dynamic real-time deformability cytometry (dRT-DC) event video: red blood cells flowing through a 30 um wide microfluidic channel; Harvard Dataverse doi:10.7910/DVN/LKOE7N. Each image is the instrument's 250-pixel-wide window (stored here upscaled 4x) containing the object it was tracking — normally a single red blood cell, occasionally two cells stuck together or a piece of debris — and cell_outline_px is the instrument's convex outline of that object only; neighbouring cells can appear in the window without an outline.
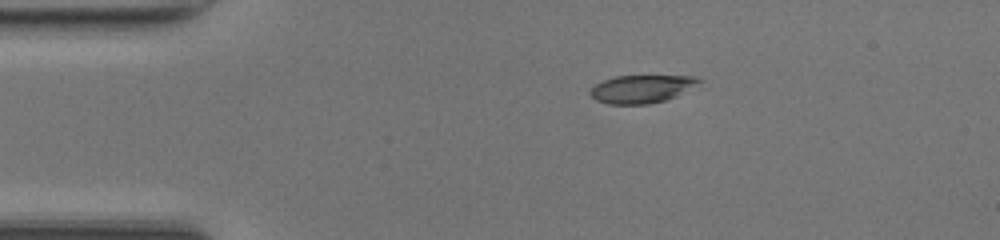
{"species": "common noctule bat (a hibernating species)", "species_latin": "Nyctalus noctula", "temperature_condition": "room temperature", "stored_images_in_passage": 40, "camera_frame_rate_fps": 3000, "um_per_image_px": 0.085, "animal": {"sex": "female", "body_mass_g": 17.0, "forearm_length_mm": 48.0}, "frame": {"image": 1, "passage_image": 1, "time_ms": 0.0, "image_size_px": [1000, 240], "cell_outline_px": [[700, 80], [672, 96], [664, 100], [640, 104], [612, 104], [600, 100], [592, 96], [592, 88], [596, 84], [620, 76], [684, 76]], "centroid_in_image_um": [54.43, 7.56], "position_along_channel_um": 30.6, "area_um2": 16.18}}
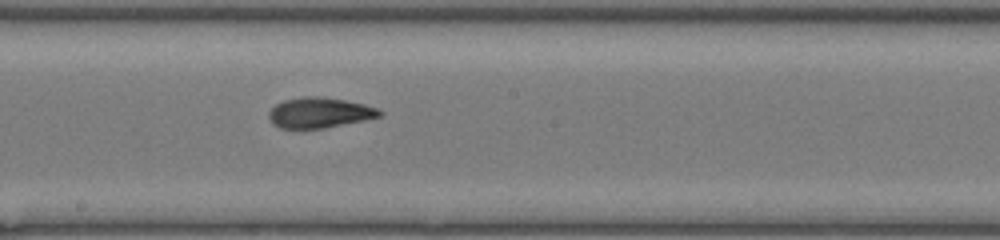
{"frame": {"image": 2, "passage_image": 18, "time_ms": 5.667, "image_size_px": [1000, 240], "cell_outline_px": [[380, 116], [320, 128], [284, 128], [276, 124], [272, 120], [272, 108], [276, 104], [288, 100], [340, 100], [360, 104], [372, 108], [380, 112]], "centroid_in_image_um": [27.14, 9.64], "position_along_channel_um": 221.1, "area_um2": 17.22}}
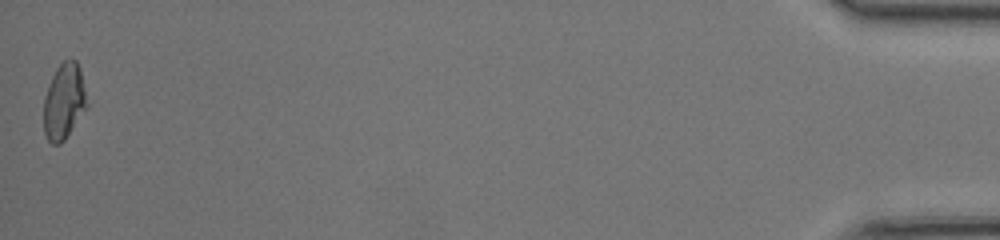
{"frame": {"image": 3, "passage_image": 40, "time_ms": 13.0, "image_size_px": [1000, 240], "cell_outline_px": [[84, 108], [68, 132], [56, 144], [52, 144], [48, 140], [44, 132], [44, 100], [48, 88], [60, 64], [64, 60], [76, 60], [80, 72], [84, 92]], "centroid_in_image_um": [5.38, 8.6], "position_along_channel_um": 429.8, "area_um2": 17.46}, "authors_computed_cell_mechanics": {"area_um2": 17.7446, "velocity_mm_per_s": 4.2764, "shape_relaxation_time_tau1_ms": null, "shape_relaxation_time_tau2_ms": 1.401, "deformation_change_tau1": null, "deformation_change_tau2": 0.0809}}